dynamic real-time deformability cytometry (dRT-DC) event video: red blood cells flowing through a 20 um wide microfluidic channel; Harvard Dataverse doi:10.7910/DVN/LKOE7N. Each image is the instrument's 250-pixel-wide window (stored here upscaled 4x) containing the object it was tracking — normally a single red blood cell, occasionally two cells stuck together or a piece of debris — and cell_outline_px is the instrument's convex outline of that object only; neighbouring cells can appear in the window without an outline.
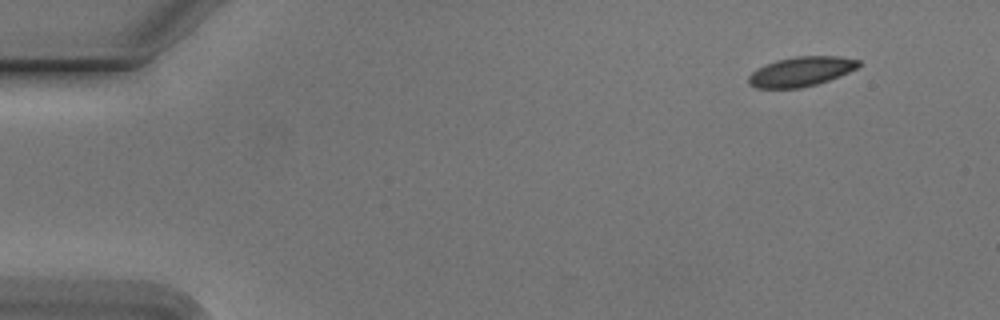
{"species": "Egyptian fruit bat (a non-hibernating species)", "species_latin": "Rousettus aegyptiacus", "temperature_condition": "cold", "stored_images_in_passage": 50, "camera_frame_rate_fps": 3000, "um_per_image_px": 0.085, "animal": {"sex": "male"}, "frame": {"image": 1, "passage_image": 1, "time_ms": 0.0, "image_size_px": [1000, 320], "cell_outline_px": [[860, 64], [856, 68], [848, 72], [828, 80], [816, 84], [800, 88], [756, 88], [748, 84], [748, 76], [756, 68], [764, 64], [776, 60], [796, 56], [836, 56], [860, 60]], "centroid_in_image_um": [68.03, 6.08], "position_along_channel_um": 17.0, "area_um2": 18.96}}
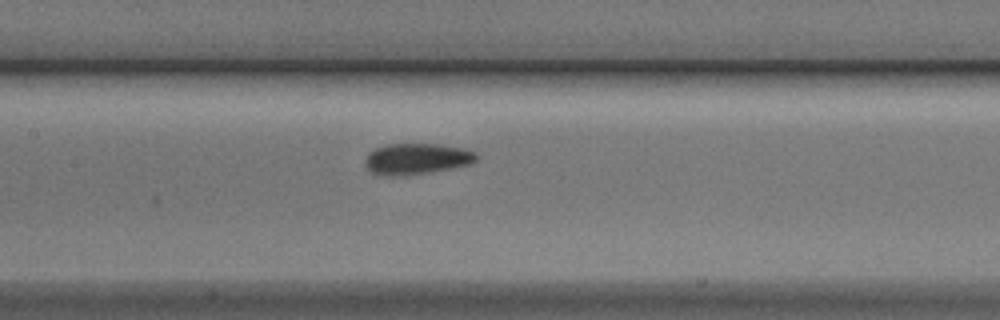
{"frame": {"image": 2, "passage_image": 22, "time_ms": 7.0, "image_size_px": [1000, 320], "cell_outline_px": [[480, 156], [476, 160], [468, 164], [428, 172], [404, 176], [392, 176], [372, 172], [364, 164], [364, 160], [368, 152], [372, 148], [384, 144], [440, 144], [460, 148], [476, 152]], "centroid_in_image_um": [35.36, 13.48], "position_along_channel_um": 172.0, "area_um2": 20.11}}
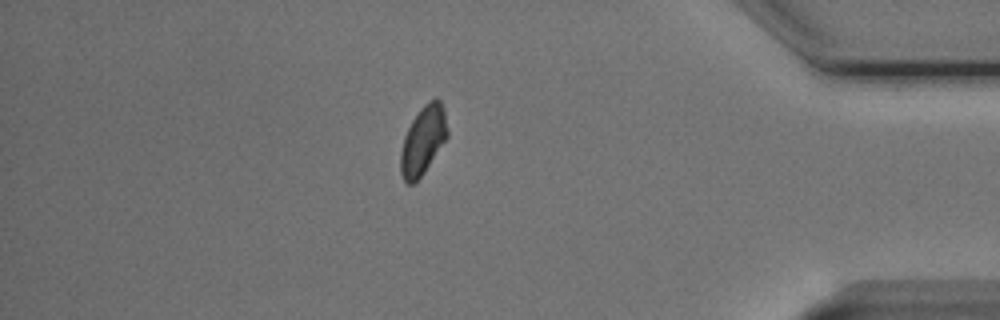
{"frame": {"image": 3, "passage_image": 43, "time_ms": 14.0, "image_size_px": [1000, 320], "cell_outline_px": [[448, 136], [424, 172], [412, 184], [408, 184], [404, 180], [400, 172], [400, 152], [404, 136], [412, 120], [420, 108], [424, 104], [436, 96], [440, 100], [444, 108], [448, 132]], "centroid_in_image_um": [35.96, 11.9], "position_along_channel_um": 399.2, "area_um2": 18.61}, "authors_computed_cell_mechanics": {"area_um2": 19.363, "velocity_mm_per_s": 3.7661, "shape_relaxation_time_tau1_ms": 6.3076, "shape_relaxation_time_tau2_ms": 1.8549, "deformation_change_tau1": 0.1119, "deformation_change_tau2": 0.0378}}